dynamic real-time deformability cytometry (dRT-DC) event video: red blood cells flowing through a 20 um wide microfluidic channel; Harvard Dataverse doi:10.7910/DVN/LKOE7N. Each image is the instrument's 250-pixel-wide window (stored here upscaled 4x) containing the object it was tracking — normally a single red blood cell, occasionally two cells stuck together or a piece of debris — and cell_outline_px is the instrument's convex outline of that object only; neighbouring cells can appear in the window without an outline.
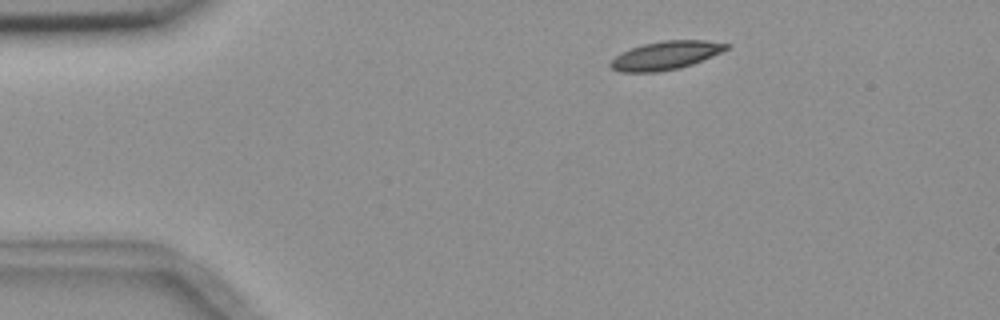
{"species": "common noctule bat (a hibernating species)", "species_latin": "Nyctalus noctula", "temperature_condition": "room temperature", "stored_images_in_passage": 3, "camera_frame_rate_fps": 3000, "um_per_image_px": 0.085, "animal": {"sex": "female", "body_mass_g": 18.4}, "frame": {"image": 1, "passage_image": 1, "time_ms": 0.0, "image_size_px": [1000, 320], "cell_outline_px": [[732, 44], [728, 48], [712, 56], [692, 64], [680, 68], [656, 72], [624, 72], [612, 68], [608, 64], [616, 56], [632, 48], [644, 44], [664, 40], [704, 40]], "centroid_in_image_um": [56.61, 4.71], "position_along_channel_um": 28.4, "area_um2": 18.9}}
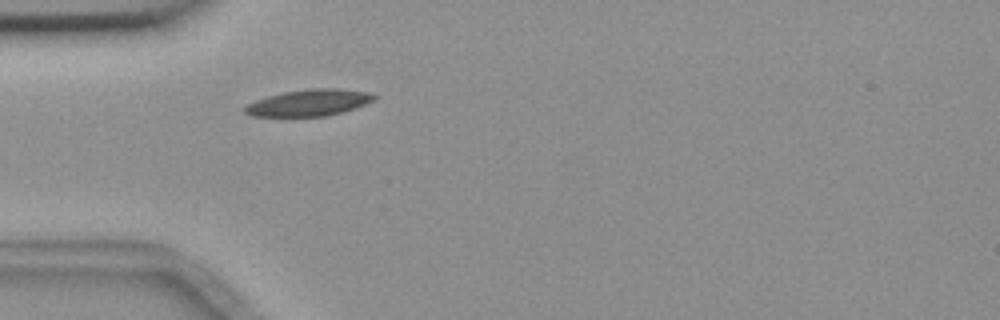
{"frame": {"image": 2, "passage_image": 3, "time_ms": 2.333, "image_size_px": [1000, 320], "cell_outline_px": [[380, 96], [376, 100], [356, 108], [324, 116], [252, 116], [244, 112], [244, 108], [248, 104], [256, 100], [268, 96], [284, 92], [308, 88], [336, 88], [368, 92]], "centroid_in_image_um": [26.32, 8.72], "position_along_channel_um": 58.7, "area_um2": 20.0}}